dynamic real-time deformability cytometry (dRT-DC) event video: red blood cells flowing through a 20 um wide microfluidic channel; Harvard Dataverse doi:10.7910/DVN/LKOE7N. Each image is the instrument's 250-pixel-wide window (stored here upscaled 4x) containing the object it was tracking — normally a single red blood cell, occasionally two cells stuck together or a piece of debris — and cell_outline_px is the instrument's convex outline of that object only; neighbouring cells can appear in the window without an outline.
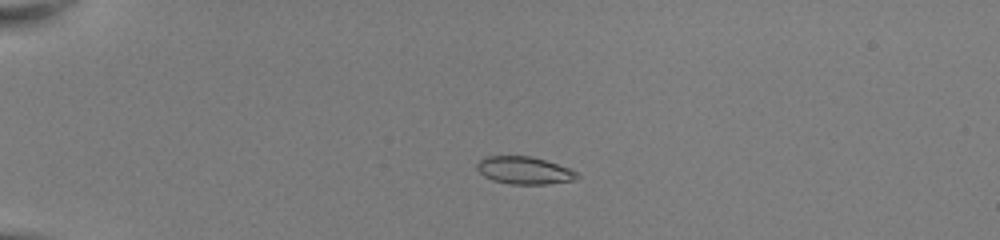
{"species": "common noctule bat (a hibernating species)", "species_latin": "Nyctalus noctula", "temperature_condition": "room temperature", "stored_images_in_passage": 43, "camera_frame_rate_fps": 3000, "um_per_image_px": 0.085, "animal": {"sex": "female", "body_mass_g": 22.0, "forearm_length_mm": 56.7}, "frame": {"image": 1, "passage_image": 5, "time_ms": 1.333, "image_size_px": [1000, 240], "cell_outline_px": [[580, 176], [572, 180], [544, 184], [508, 184], [492, 180], [484, 176], [476, 168], [476, 164], [484, 156], [532, 156], [568, 168], [576, 172]], "centroid_in_image_um": [44.5, 14.48], "position_along_channel_um": 40.5, "area_um2": 15.9}}
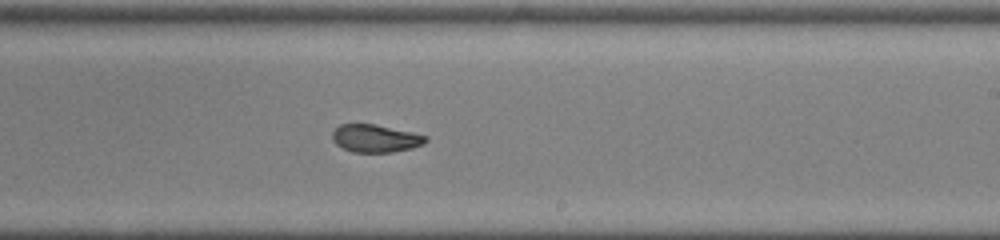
{"frame": {"image": 2, "passage_image": 25, "time_ms": 8.0, "image_size_px": [1000, 240], "cell_outline_px": [[428, 140], [424, 144], [412, 148], [392, 152], [352, 152], [336, 144], [332, 140], [332, 132], [340, 124], [376, 124], [412, 132], [428, 136]], "centroid_in_image_um": [31.93, 11.76], "position_along_channel_um": 257.1, "area_um2": 15.14}}
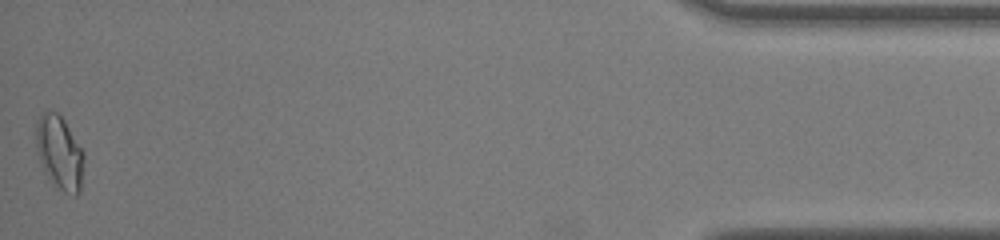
{"frame": {"image": 3, "passage_image": 43, "time_ms": 14.0, "image_size_px": [1000, 240], "cell_outline_px": [[84, 160], [80, 192], [76, 196], [72, 196], [64, 192], [56, 184], [44, 168], [36, 152], [36, 124], [40, 116], [44, 112], [56, 112], [64, 120], [84, 152]], "centroid_in_image_um": [5.08, 12.97], "position_along_channel_um": 430.1, "area_um2": 20.11}, "authors_computed_cell_mechanics": {"area_um2": 16.0106, "velocity_mm_per_s": 4.0696, "shape_relaxation_time_tau1_ms": 4.7416, "shape_relaxation_time_tau2_ms": 1.1282, "deformation_change_tau1": 0.1582, "deformation_change_tau2": 0.057}}